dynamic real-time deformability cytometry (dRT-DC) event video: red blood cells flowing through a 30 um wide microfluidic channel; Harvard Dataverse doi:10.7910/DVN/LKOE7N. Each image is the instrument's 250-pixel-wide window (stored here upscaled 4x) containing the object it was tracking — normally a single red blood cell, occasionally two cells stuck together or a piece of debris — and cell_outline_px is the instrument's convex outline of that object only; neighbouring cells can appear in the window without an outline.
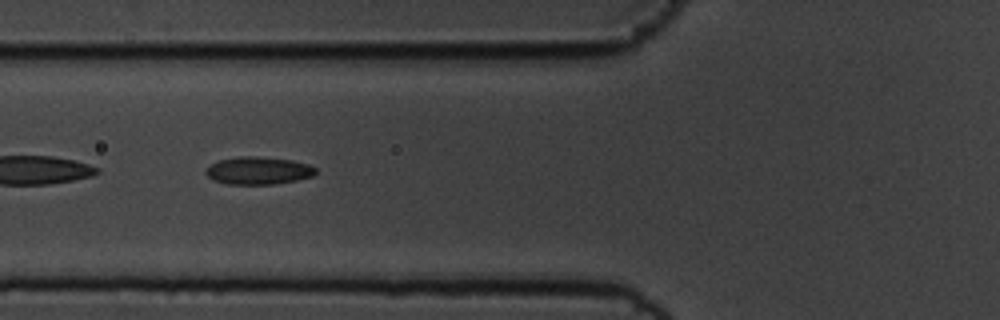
{"species": "common noctule bat (a hibernating species)", "species_latin": "Nyctalus noctula", "temperature_condition": "cold", "stored_images_in_passage": 42, "camera_frame_rate_fps": 3000, "um_per_image_px": 0.085, "animal": {"sex": "male", "body_mass_g": 19.5, "forearm_length_mm": 54.6}, "frame": {"image": 1, "passage_image": 7, "time_ms": 2.0, "image_size_px": [1000, 320], "cell_outline_px": [[316, 172], [312, 176], [296, 180], [272, 184], [228, 184], [212, 180], [204, 172], [212, 164], [220, 160], [240, 156], [256, 156], [292, 160], [308, 164], [316, 168]], "centroid_in_image_um": [21.96, 14.5], "position_along_channel_um": 103.8, "area_um2": 17.51}, "authors_computed_cell_mechanics": {"area_um2": 16.8198, "velocity_mm_per_s": 3.5469, "shape_relaxation_time_tau1_ms": 3.4862, "shape_relaxation_time_tau2_ms": 2.7548, "deformation_change_tau1": 0.1126, "deformation_change_tau2": 0.0925}}